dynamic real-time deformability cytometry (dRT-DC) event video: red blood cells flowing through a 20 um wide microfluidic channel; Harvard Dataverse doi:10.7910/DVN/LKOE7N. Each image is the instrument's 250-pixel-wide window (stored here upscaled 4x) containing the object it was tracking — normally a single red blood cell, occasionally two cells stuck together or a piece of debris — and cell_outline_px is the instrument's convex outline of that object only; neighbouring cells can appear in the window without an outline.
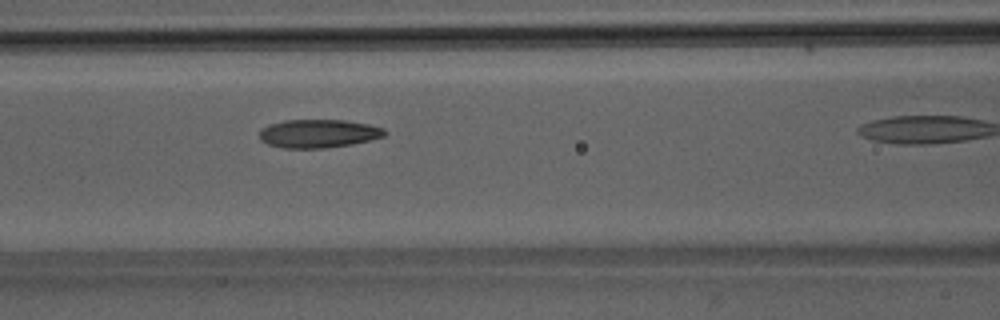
{"species": "Egyptian fruit bat (a non-hibernating species)", "species_latin": "Rousettus aegyptiacus", "temperature_condition": "room temperature", "stored_images_in_passage": 8, "camera_frame_rate_fps": 3000, "um_per_image_px": 0.085, "animal": {"sex": "male"}, "frame": {"image": 1, "passage_image": 7, "time_ms": 7.0, "image_size_px": [1000, 320], "cell_outline_px": [[388, 132], [384, 136], [372, 140], [352, 144], [324, 148], [284, 148], [268, 144], [260, 140], [260, 128], [268, 124], [284, 120], [344, 120], [368, 124], [384, 128]], "centroid_in_image_um": [27.07, 11.35], "position_along_channel_um": 139.5, "area_um2": 20.87}}